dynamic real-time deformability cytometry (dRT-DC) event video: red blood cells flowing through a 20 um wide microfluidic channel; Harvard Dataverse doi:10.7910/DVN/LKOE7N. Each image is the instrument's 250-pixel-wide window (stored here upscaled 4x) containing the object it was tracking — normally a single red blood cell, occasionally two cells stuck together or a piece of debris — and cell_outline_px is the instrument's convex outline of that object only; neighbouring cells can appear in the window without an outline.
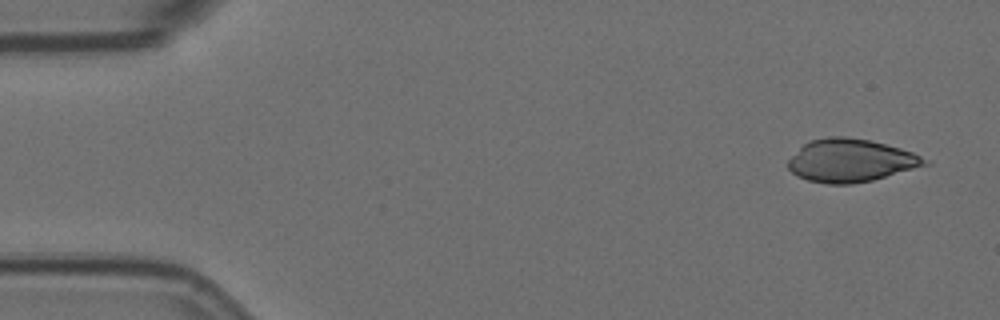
{"species": "Egyptian fruit bat (a non-hibernating species)", "species_latin": "Rousettus aegyptiacus", "temperature_condition": "room temperature", "stored_images_in_passage": 4, "camera_frame_rate_fps": 3000, "um_per_image_px": 0.085, "animal": {"sex": "female"}, "frame": {"image": 1, "passage_image": 1, "time_ms": 0.0, "image_size_px": [1000, 320], "cell_outline_px": [[932, 164], [872, 180], [852, 184], [828, 184], [808, 180], [796, 176], [788, 168], [788, 160], [808, 140], [828, 136], [848, 136], [872, 140], [900, 148], [912, 152], [932, 160]], "centroid_in_image_um": [72.35, 13.63], "position_along_channel_um": 12.6, "area_um2": 34.56}}